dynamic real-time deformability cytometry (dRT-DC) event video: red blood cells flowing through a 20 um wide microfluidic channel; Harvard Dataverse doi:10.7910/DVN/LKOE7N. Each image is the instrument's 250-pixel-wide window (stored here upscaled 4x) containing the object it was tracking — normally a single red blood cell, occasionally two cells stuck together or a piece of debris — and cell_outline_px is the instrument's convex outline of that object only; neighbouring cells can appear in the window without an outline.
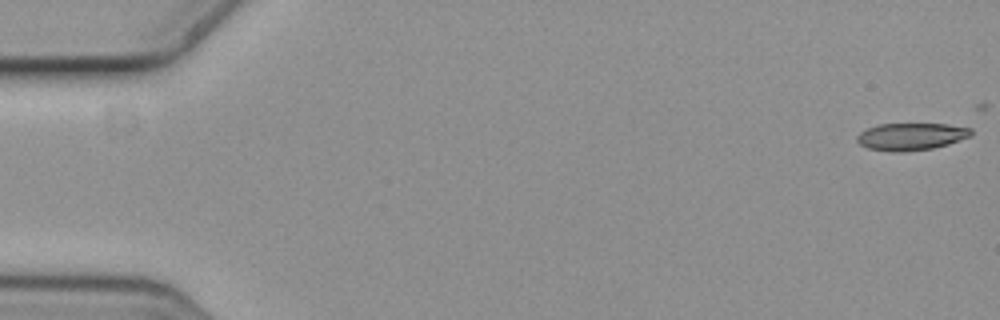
{"species": "common noctule bat (a hibernating species)", "species_latin": "Nyctalus noctula", "temperature_condition": "cold", "stored_images_in_passage": 5, "camera_frame_rate_fps": 3000, "um_per_image_px": 0.085, "animal": {"sex": "female", "body_mass_g": 19.3, "forearm_length_mm": 54.1}, "frame": {"image": 1, "passage_image": 1, "time_ms": 0.0, "image_size_px": [1000, 320], "cell_outline_px": [[972, 136], [948, 144], [932, 148], [908, 152], [892, 152], [868, 148], [860, 144], [856, 140], [856, 136], [860, 132], [876, 124], [948, 124], [972, 128]], "centroid_in_image_um": [77.45, 11.61], "position_along_channel_um": 7.6, "area_um2": 18.26}}
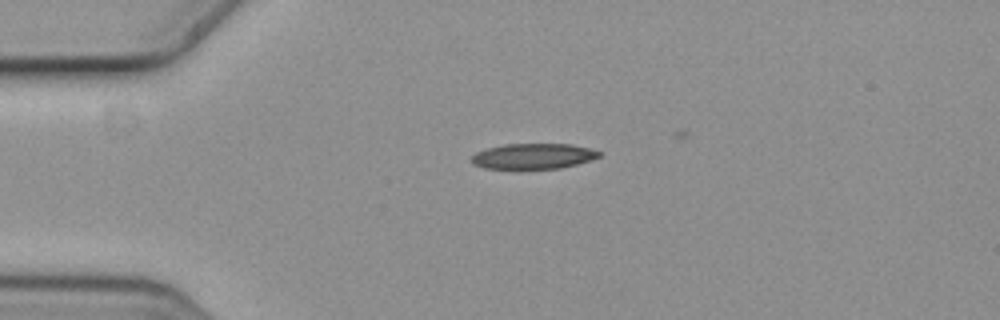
{"frame": {"image": 2, "passage_image": 4, "time_ms": 1.0, "image_size_px": [1000, 320], "cell_outline_px": [[600, 156], [592, 160], [560, 168], [484, 168], [472, 164], [472, 156], [476, 152], [488, 148], [504, 144], [572, 144], [588, 148], [600, 152]], "centroid_in_image_um": [45.33, 13.27], "position_along_channel_um": 39.7, "area_um2": 18.73}}